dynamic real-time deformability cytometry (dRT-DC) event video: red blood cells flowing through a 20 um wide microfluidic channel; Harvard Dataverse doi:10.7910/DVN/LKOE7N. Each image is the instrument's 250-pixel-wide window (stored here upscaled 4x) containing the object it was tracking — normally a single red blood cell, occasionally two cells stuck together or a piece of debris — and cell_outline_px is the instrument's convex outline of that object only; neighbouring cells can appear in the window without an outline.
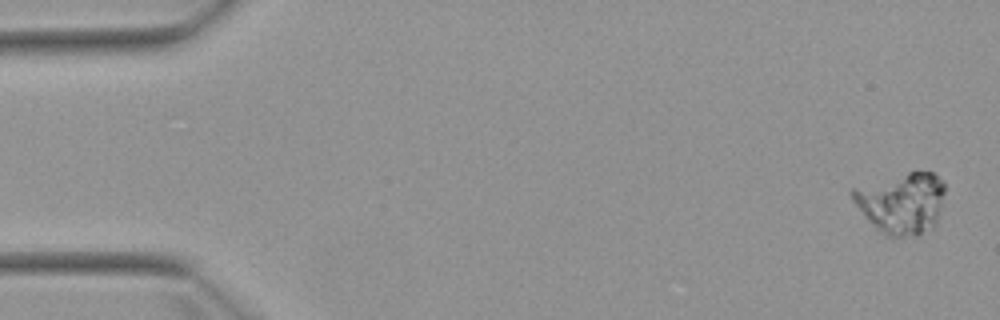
{"species": "Egyptian fruit bat (a non-hibernating species)", "species_latin": "Rousettus aegyptiacus", "temperature_condition": "warm", "stored_images_in_passage": 5, "camera_frame_rate_fps": 3000, "um_per_image_px": 0.085, "animal": {"sex": "female"}, "frame": {"image": 1, "passage_image": 1, "time_ms": 0.0, "image_size_px": [1000, 320], "cell_outline_px": [[944, 192], [936, 224], [920, 236], [888, 236], [880, 232], [864, 216], [852, 200], [848, 192], [852, 188], [908, 172], [932, 172], [944, 180]], "centroid_in_image_um": [76.62, 17.26], "position_along_channel_um": 8.4, "area_um2": 32.89}}
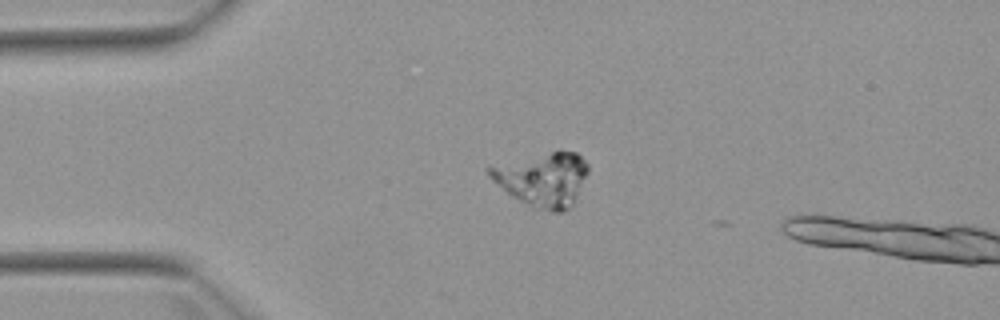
{"frame": {"image": 2, "passage_image": 4, "time_ms": 3.667, "image_size_px": [1000, 320], "cell_outline_px": [[588, 172], [572, 204], [564, 212], [552, 212], [536, 208], [512, 196], [492, 180], [488, 176], [488, 168], [560, 148], [576, 152], [588, 164]], "centroid_in_image_um": [46.19, 15.21], "position_along_channel_um": 38.8, "area_um2": 30.52}}